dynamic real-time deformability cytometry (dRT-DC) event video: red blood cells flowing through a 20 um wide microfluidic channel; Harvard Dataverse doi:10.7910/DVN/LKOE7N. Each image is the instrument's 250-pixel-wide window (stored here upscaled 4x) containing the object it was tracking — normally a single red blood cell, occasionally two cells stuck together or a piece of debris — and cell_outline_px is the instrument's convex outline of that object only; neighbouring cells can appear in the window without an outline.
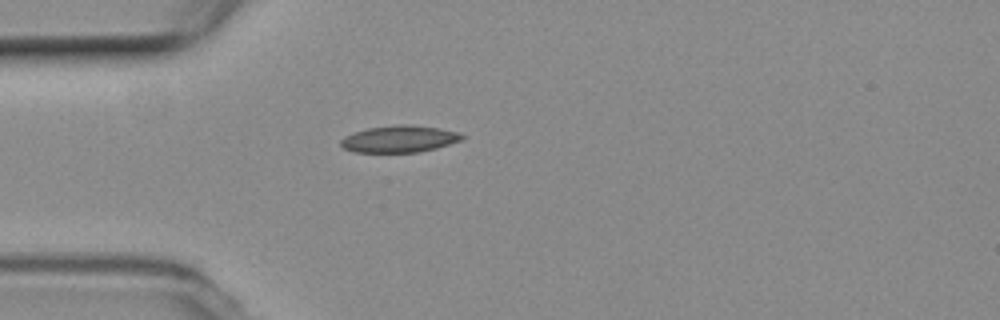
{"species": "common noctule bat (a hibernating species)", "species_latin": "Nyctalus noctula", "temperature_condition": "room temperature", "stored_images_in_passage": 40, "camera_frame_rate_fps": 3000, "um_per_image_px": 0.085, "animal": {"sex": "female", "body_mass_g": 19.3, "forearm_length_mm": 54.1}, "frame": {"image": 1, "passage_image": 1, "time_ms": 0.0, "image_size_px": [1000, 320], "cell_outline_px": [[464, 136], [460, 140], [436, 148], [416, 152], [356, 152], [344, 148], [340, 144], [340, 140], [344, 136], [368, 128], [396, 124], [408, 124], [440, 128], [456, 132]], "centroid_in_image_um": [33.91, 11.8], "position_along_channel_um": 51.1, "area_um2": 18.73}}
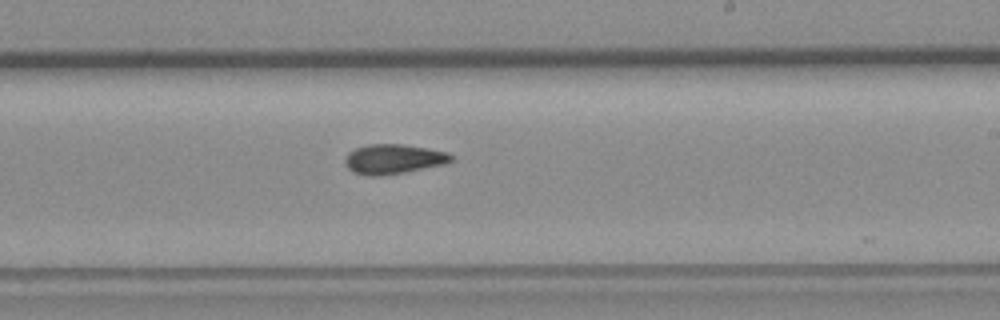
{"frame": {"image": 2, "passage_image": 18, "time_ms": 5.667, "image_size_px": [1000, 320], "cell_outline_px": [[452, 160], [444, 164], [404, 172], [380, 176], [368, 176], [352, 172], [348, 168], [344, 160], [348, 152], [356, 148], [368, 144], [404, 144], [428, 148], [448, 152], [452, 156]], "centroid_in_image_um": [33.42, 13.51], "position_along_channel_um": 255.6, "area_um2": 18.38}}
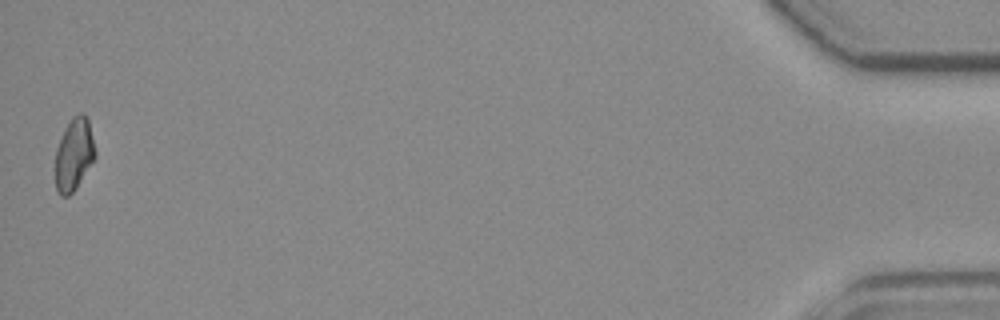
{"frame": {"image": 3, "passage_image": 40, "time_ms": 13.0, "image_size_px": [1000, 320], "cell_outline_px": [[96, 156], [76, 188], [68, 196], [60, 196], [56, 188], [56, 148], [72, 116], [80, 112], [84, 112], [88, 120], [96, 152]], "centroid_in_image_um": [6.3, 13.12], "position_along_channel_um": 428.9, "area_um2": 16.53}, "authors_computed_cell_mechanics": {"area_um2": 17.6001, "velocity_mm_per_s": 3.765, "shape_relaxation_time_tau1_ms": null, "shape_relaxation_time_tau2_ms": 5.2232, "deformation_change_tau1": null, "deformation_change_tau2": 0.0885}}